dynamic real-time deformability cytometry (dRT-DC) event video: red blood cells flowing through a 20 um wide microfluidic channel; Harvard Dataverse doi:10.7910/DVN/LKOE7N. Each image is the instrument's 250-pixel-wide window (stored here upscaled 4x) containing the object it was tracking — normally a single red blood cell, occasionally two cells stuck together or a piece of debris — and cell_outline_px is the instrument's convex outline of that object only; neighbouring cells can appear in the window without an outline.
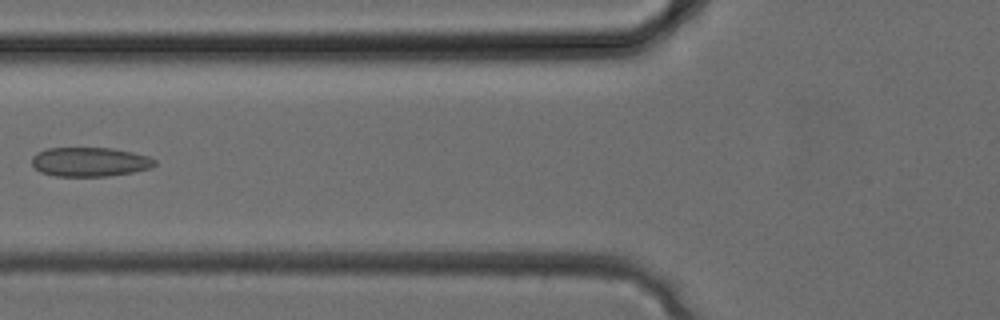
{"species": "common noctule bat (a hibernating species)", "species_latin": "Nyctalus noctula", "temperature_condition": "cold", "stored_images_in_passage": 27, "camera_frame_rate_fps": 3000, "um_per_image_px": 0.085, "animal": {"sex": "female", "body_mass_g": 24.6, "forearm_length_mm": 56.2}, "frame": {"image": 1, "passage_image": 8, "time_ms": 2.333, "image_size_px": [1000, 320], "cell_outline_px": [[156, 164], [148, 168], [132, 172], [108, 176], [56, 176], [40, 172], [32, 164], [32, 156], [36, 152], [48, 148], [112, 148], [132, 152], [148, 156], [156, 160]], "centroid_in_image_um": [7.61, 13.75], "position_along_channel_um": 118.2, "area_um2": 20.87}}
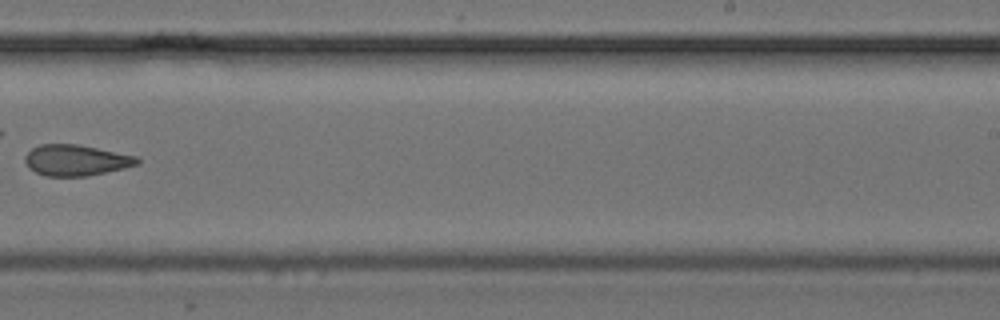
{"frame": {"image": 2, "passage_image": 16, "time_ms": 5.0, "image_size_px": [1000, 320], "cell_outline_px": [[140, 164], [124, 168], [88, 176], [44, 176], [28, 168], [24, 160], [24, 156], [32, 148], [40, 144], [76, 144], [136, 156], [140, 160]], "centroid_in_image_um": [6.43, 13.62], "position_along_channel_um": 282.6, "area_um2": 20.23}}
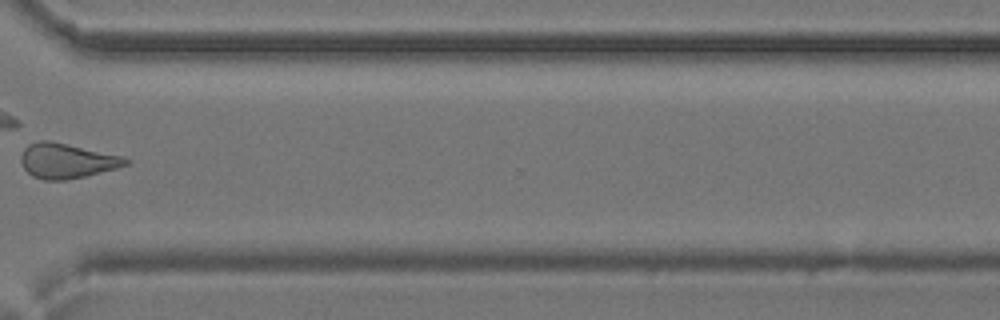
{"frame": {"image": 3, "passage_image": 20, "time_ms": 6.333, "image_size_px": [1000, 320], "cell_outline_px": [[128, 164], [116, 168], [68, 180], [44, 180], [32, 176], [24, 168], [20, 160], [20, 156], [24, 148], [28, 144], [36, 140], [52, 140], [124, 156], [128, 160]], "centroid_in_image_um": [5.64, 13.65], "position_along_channel_um": 365.0, "area_um2": 21.5}}